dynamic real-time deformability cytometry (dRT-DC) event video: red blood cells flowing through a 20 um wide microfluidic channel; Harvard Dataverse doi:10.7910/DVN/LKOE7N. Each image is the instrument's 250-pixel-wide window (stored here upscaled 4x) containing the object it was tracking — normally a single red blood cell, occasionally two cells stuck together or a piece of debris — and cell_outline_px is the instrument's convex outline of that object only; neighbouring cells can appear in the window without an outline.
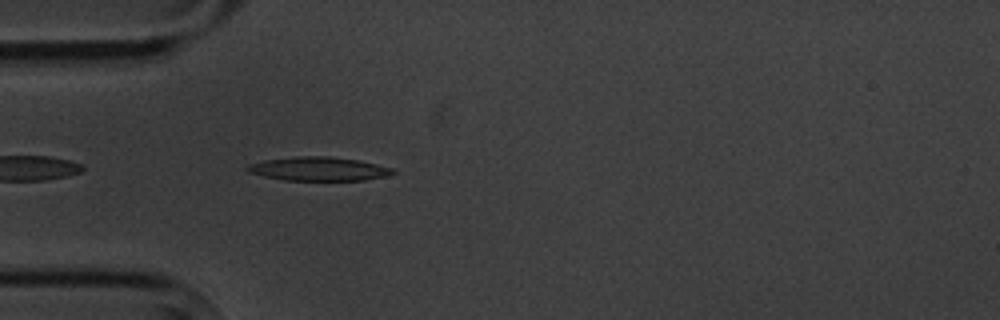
{"species": "common noctule bat (a hibernating species)", "species_latin": "Nyctalus noctula", "temperature_condition": "cold", "stored_images_in_passage": 5, "camera_frame_rate_fps": 3000, "um_per_image_px": 0.085, "animal": {"sex": "male", "body_mass_g": 20.1, "forearm_length_mm": 53.5}, "frame": {"image": 1, "passage_image": 5, "time_ms": 5.333, "image_size_px": [1000, 320], "cell_outline_px": [[396, 172], [384, 176], [364, 180], [284, 180], [264, 176], [248, 172], [244, 168], [248, 164], [264, 160], [296, 156], [328, 156], [360, 160], [396, 168]], "centroid_in_image_um": [27.09, 14.34], "position_along_channel_um": 57.9, "area_um2": 20.29}}